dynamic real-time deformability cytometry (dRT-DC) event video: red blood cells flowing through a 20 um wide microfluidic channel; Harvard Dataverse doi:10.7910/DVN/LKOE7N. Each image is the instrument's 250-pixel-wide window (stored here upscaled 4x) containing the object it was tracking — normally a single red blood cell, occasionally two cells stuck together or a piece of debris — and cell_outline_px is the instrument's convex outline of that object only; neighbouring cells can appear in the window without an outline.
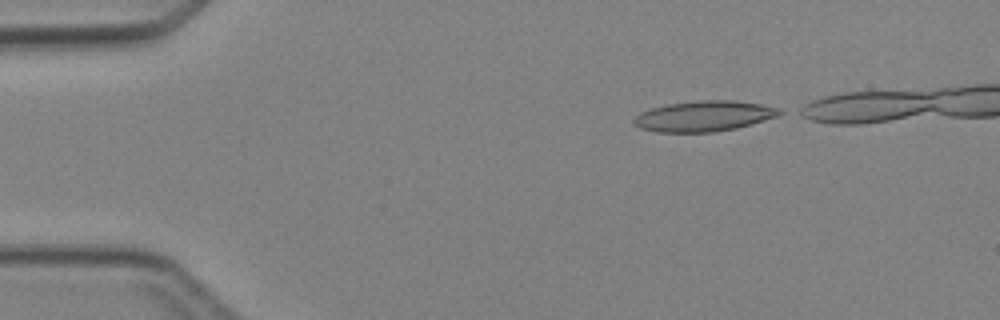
{"species": "Egyptian fruit bat (a non-hibernating species)", "species_latin": "Rousettus aegyptiacus", "temperature_condition": "cold", "stored_images_in_passage": 4, "camera_frame_rate_fps": 3000, "um_per_image_px": 0.085, "animal": {"sex": "female"}, "frame": {"image": 1, "passage_image": 1, "time_ms": 0.0, "image_size_px": [1000, 320], "cell_outline_px": [[784, 112], [776, 116], [764, 120], [736, 128], [712, 132], [656, 132], [640, 128], [632, 120], [640, 112], [652, 108], [668, 104], [700, 100], [736, 100], [760, 104], [780, 108]], "centroid_in_image_um": [59.84, 9.86], "position_along_channel_um": 25.2, "area_um2": 25.78}}